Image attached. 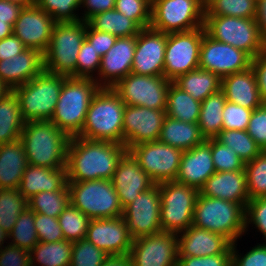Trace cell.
I'll list each match as a JSON object with an SVG mask.
<instances>
[{
  "mask_svg": "<svg viewBox=\"0 0 266 266\" xmlns=\"http://www.w3.org/2000/svg\"><path fill=\"white\" fill-rule=\"evenodd\" d=\"M125 145L71 137L67 147L68 182L112 180L117 164L127 152Z\"/></svg>",
  "mask_w": 266,
  "mask_h": 266,
  "instance_id": "6da1fadb",
  "label": "cell"
},
{
  "mask_svg": "<svg viewBox=\"0 0 266 266\" xmlns=\"http://www.w3.org/2000/svg\"><path fill=\"white\" fill-rule=\"evenodd\" d=\"M69 140L50 120L25 122L20 136L27 163L51 169L66 167Z\"/></svg>",
  "mask_w": 266,
  "mask_h": 266,
  "instance_id": "7a4b0ae2",
  "label": "cell"
},
{
  "mask_svg": "<svg viewBox=\"0 0 266 266\" xmlns=\"http://www.w3.org/2000/svg\"><path fill=\"white\" fill-rule=\"evenodd\" d=\"M125 104L109 87H100L93 96L79 137L111 141L124 145L123 116Z\"/></svg>",
  "mask_w": 266,
  "mask_h": 266,
  "instance_id": "3957f363",
  "label": "cell"
},
{
  "mask_svg": "<svg viewBox=\"0 0 266 266\" xmlns=\"http://www.w3.org/2000/svg\"><path fill=\"white\" fill-rule=\"evenodd\" d=\"M99 89L100 86L95 79L67 77L50 121L70 138L78 136L84 125L90 102Z\"/></svg>",
  "mask_w": 266,
  "mask_h": 266,
  "instance_id": "277c9868",
  "label": "cell"
},
{
  "mask_svg": "<svg viewBox=\"0 0 266 266\" xmlns=\"http://www.w3.org/2000/svg\"><path fill=\"white\" fill-rule=\"evenodd\" d=\"M245 211L241 204L198 194L192 225L223 235L233 244L246 233Z\"/></svg>",
  "mask_w": 266,
  "mask_h": 266,
  "instance_id": "5b68a950",
  "label": "cell"
},
{
  "mask_svg": "<svg viewBox=\"0 0 266 266\" xmlns=\"http://www.w3.org/2000/svg\"><path fill=\"white\" fill-rule=\"evenodd\" d=\"M66 78L44 69L29 82L12 90L19 100L25 122L51 119Z\"/></svg>",
  "mask_w": 266,
  "mask_h": 266,
  "instance_id": "8992f818",
  "label": "cell"
},
{
  "mask_svg": "<svg viewBox=\"0 0 266 266\" xmlns=\"http://www.w3.org/2000/svg\"><path fill=\"white\" fill-rule=\"evenodd\" d=\"M87 22H56L43 53L46 71L76 78L77 56L85 40Z\"/></svg>",
  "mask_w": 266,
  "mask_h": 266,
  "instance_id": "52a82bcc",
  "label": "cell"
},
{
  "mask_svg": "<svg viewBox=\"0 0 266 266\" xmlns=\"http://www.w3.org/2000/svg\"><path fill=\"white\" fill-rule=\"evenodd\" d=\"M70 203L90 219L123 216L112 180L68 182Z\"/></svg>",
  "mask_w": 266,
  "mask_h": 266,
  "instance_id": "ba28073f",
  "label": "cell"
},
{
  "mask_svg": "<svg viewBox=\"0 0 266 266\" xmlns=\"http://www.w3.org/2000/svg\"><path fill=\"white\" fill-rule=\"evenodd\" d=\"M204 28L214 40L241 49L252 58L266 48L255 18L205 16Z\"/></svg>",
  "mask_w": 266,
  "mask_h": 266,
  "instance_id": "9c48e42d",
  "label": "cell"
},
{
  "mask_svg": "<svg viewBox=\"0 0 266 266\" xmlns=\"http://www.w3.org/2000/svg\"><path fill=\"white\" fill-rule=\"evenodd\" d=\"M160 222L163 232L181 233L193 224L199 190L176 181L159 183Z\"/></svg>",
  "mask_w": 266,
  "mask_h": 266,
  "instance_id": "30bf717a",
  "label": "cell"
},
{
  "mask_svg": "<svg viewBox=\"0 0 266 266\" xmlns=\"http://www.w3.org/2000/svg\"><path fill=\"white\" fill-rule=\"evenodd\" d=\"M204 0H152L150 27L163 33L204 27Z\"/></svg>",
  "mask_w": 266,
  "mask_h": 266,
  "instance_id": "8fae6325",
  "label": "cell"
},
{
  "mask_svg": "<svg viewBox=\"0 0 266 266\" xmlns=\"http://www.w3.org/2000/svg\"><path fill=\"white\" fill-rule=\"evenodd\" d=\"M205 32V28L200 27L167 34L163 69L166 79L173 82L179 76L199 68L200 45Z\"/></svg>",
  "mask_w": 266,
  "mask_h": 266,
  "instance_id": "7c38bea8",
  "label": "cell"
},
{
  "mask_svg": "<svg viewBox=\"0 0 266 266\" xmlns=\"http://www.w3.org/2000/svg\"><path fill=\"white\" fill-rule=\"evenodd\" d=\"M170 83L171 81L164 76L129 73L118 81L112 89L125 105L166 109Z\"/></svg>",
  "mask_w": 266,
  "mask_h": 266,
  "instance_id": "4fadbf2b",
  "label": "cell"
},
{
  "mask_svg": "<svg viewBox=\"0 0 266 266\" xmlns=\"http://www.w3.org/2000/svg\"><path fill=\"white\" fill-rule=\"evenodd\" d=\"M128 151L155 184L176 180L183 154L181 149L158 140L134 145Z\"/></svg>",
  "mask_w": 266,
  "mask_h": 266,
  "instance_id": "5bb4252c",
  "label": "cell"
},
{
  "mask_svg": "<svg viewBox=\"0 0 266 266\" xmlns=\"http://www.w3.org/2000/svg\"><path fill=\"white\" fill-rule=\"evenodd\" d=\"M251 63L252 57L245 51L216 41L204 33L200 45L199 68L223 78L249 69Z\"/></svg>",
  "mask_w": 266,
  "mask_h": 266,
  "instance_id": "9a60e30c",
  "label": "cell"
},
{
  "mask_svg": "<svg viewBox=\"0 0 266 266\" xmlns=\"http://www.w3.org/2000/svg\"><path fill=\"white\" fill-rule=\"evenodd\" d=\"M160 205L159 184H154L123 209V218L133 239L162 232Z\"/></svg>",
  "mask_w": 266,
  "mask_h": 266,
  "instance_id": "2e32d148",
  "label": "cell"
},
{
  "mask_svg": "<svg viewBox=\"0 0 266 266\" xmlns=\"http://www.w3.org/2000/svg\"><path fill=\"white\" fill-rule=\"evenodd\" d=\"M129 255L133 266H177L178 236L162 231L133 239Z\"/></svg>",
  "mask_w": 266,
  "mask_h": 266,
  "instance_id": "e0dca14e",
  "label": "cell"
},
{
  "mask_svg": "<svg viewBox=\"0 0 266 266\" xmlns=\"http://www.w3.org/2000/svg\"><path fill=\"white\" fill-rule=\"evenodd\" d=\"M165 117L166 109L126 105L123 116V139L127 150L134 145L158 141Z\"/></svg>",
  "mask_w": 266,
  "mask_h": 266,
  "instance_id": "ac0fdd59",
  "label": "cell"
},
{
  "mask_svg": "<svg viewBox=\"0 0 266 266\" xmlns=\"http://www.w3.org/2000/svg\"><path fill=\"white\" fill-rule=\"evenodd\" d=\"M167 34L151 27L142 28L136 35V48L131 73L163 76Z\"/></svg>",
  "mask_w": 266,
  "mask_h": 266,
  "instance_id": "d6986e66",
  "label": "cell"
},
{
  "mask_svg": "<svg viewBox=\"0 0 266 266\" xmlns=\"http://www.w3.org/2000/svg\"><path fill=\"white\" fill-rule=\"evenodd\" d=\"M86 239L108 255L129 254L133 244L123 216L91 219Z\"/></svg>",
  "mask_w": 266,
  "mask_h": 266,
  "instance_id": "ffe728a7",
  "label": "cell"
},
{
  "mask_svg": "<svg viewBox=\"0 0 266 266\" xmlns=\"http://www.w3.org/2000/svg\"><path fill=\"white\" fill-rule=\"evenodd\" d=\"M56 21L37 5L23 7L13 26L15 34L27 48L44 53Z\"/></svg>",
  "mask_w": 266,
  "mask_h": 266,
  "instance_id": "44dd1931",
  "label": "cell"
},
{
  "mask_svg": "<svg viewBox=\"0 0 266 266\" xmlns=\"http://www.w3.org/2000/svg\"><path fill=\"white\" fill-rule=\"evenodd\" d=\"M136 48V35L117 38L111 49L101 57L98 76L100 87L112 88L118 81L131 73Z\"/></svg>",
  "mask_w": 266,
  "mask_h": 266,
  "instance_id": "7402d4cb",
  "label": "cell"
},
{
  "mask_svg": "<svg viewBox=\"0 0 266 266\" xmlns=\"http://www.w3.org/2000/svg\"><path fill=\"white\" fill-rule=\"evenodd\" d=\"M112 183L123 209L155 184L129 151L119 160Z\"/></svg>",
  "mask_w": 266,
  "mask_h": 266,
  "instance_id": "603a6c76",
  "label": "cell"
},
{
  "mask_svg": "<svg viewBox=\"0 0 266 266\" xmlns=\"http://www.w3.org/2000/svg\"><path fill=\"white\" fill-rule=\"evenodd\" d=\"M216 172L211 153V139L183 151L176 182L198 190Z\"/></svg>",
  "mask_w": 266,
  "mask_h": 266,
  "instance_id": "cb8c5ba5",
  "label": "cell"
},
{
  "mask_svg": "<svg viewBox=\"0 0 266 266\" xmlns=\"http://www.w3.org/2000/svg\"><path fill=\"white\" fill-rule=\"evenodd\" d=\"M178 257L231 254L232 243L223 235L193 225L178 233Z\"/></svg>",
  "mask_w": 266,
  "mask_h": 266,
  "instance_id": "d4e9b609",
  "label": "cell"
},
{
  "mask_svg": "<svg viewBox=\"0 0 266 266\" xmlns=\"http://www.w3.org/2000/svg\"><path fill=\"white\" fill-rule=\"evenodd\" d=\"M43 70V53L27 48L14 57L0 61V80L12 91L29 82Z\"/></svg>",
  "mask_w": 266,
  "mask_h": 266,
  "instance_id": "484cf974",
  "label": "cell"
},
{
  "mask_svg": "<svg viewBox=\"0 0 266 266\" xmlns=\"http://www.w3.org/2000/svg\"><path fill=\"white\" fill-rule=\"evenodd\" d=\"M199 194L241 204L249 201L246 171L215 172L199 189Z\"/></svg>",
  "mask_w": 266,
  "mask_h": 266,
  "instance_id": "4316f807",
  "label": "cell"
},
{
  "mask_svg": "<svg viewBox=\"0 0 266 266\" xmlns=\"http://www.w3.org/2000/svg\"><path fill=\"white\" fill-rule=\"evenodd\" d=\"M221 90L224 92L227 101L251 110L264 103L260 97L252 67L221 78Z\"/></svg>",
  "mask_w": 266,
  "mask_h": 266,
  "instance_id": "83f0119b",
  "label": "cell"
},
{
  "mask_svg": "<svg viewBox=\"0 0 266 266\" xmlns=\"http://www.w3.org/2000/svg\"><path fill=\"white\" fill-rule=\"evenodd\" d=\"M68 188L67 169H51L28 164L18 187L22 195L29 200L42 191H57Z\"/></svg>",
  "mask_w": 266,
  "mask_h": 266,
  "instance_id": "f1b7e54d",
  "label": "cell"
},
{
  "mask_svg": "<svg viewBox=\"0 0 266 266\" xmlns=\"http://www.w3.org/2000/svg\"><path fill=\"white\" fill-rule=\"evenodd\" d=\"M27 165L20 139L0 145V189L18 188Z\"/></svg>",
  "mask_w": 266,
  "mask_h": 266,
  "instance_id": "f546056e",
  "label": "cell"
},
{
  "mask_svg": "<svg viewBox=\"0 0 266 266\" xmlns=\"http://www.w3.org/2000/svg\"><path fill=\"white\" fill-rule=\"evenodd\" d=\"M159 141L185 151L203 143L205 138L197 123H186L166 116Z\"/></svg>",
  "mask_w": 266,
  "mask_h": 266,
  "instance_id": "4dcf8cb0",
  "label": "cell"
},
{
  "mask_svg": "<svg viewBox=\"0 0 266 266\" xmlns=\"http://www.w3.org/2000/svg\"><path fill=\"white\" fill-rule=\"evenodd\" d=\"M173 83L199 102L221 89V78L201 68L179 76Z\"/></svg>",
  "mask_w": 266,
  "mask_h": 266,
  "instance_id": "1f68e13d",
  "label": "cell"
},
{
  "mask_svg": "<svg viewBox=\"0 0 266 266\" xmlns=\"http://www.w3.org/2000/svg\"><path fill=\"white\" fill-rule=\"evenodd\" d=\"M25 121L13 91L0 99V145L20 139Z\"/></svg>",
  "mask_w": 266,
  "mask_h": 266,
  "instance_id": "d6a6232c",
  "label": "cell"
},
{
  "mask_svg": "<svg viewBox=\"0 0 266 266\" xmlns=\"http://www.w3.org/2000/svg\"><path fill=\"white\" fill-rule=\"evenodd\" d=\"M226 102V97L221 89L201 102L197 124L205 140L215 138L222 131V112Z\"/></svg>",
  "mask_w": 266,
  "mask_h": 266,
  "instance_id": "836d02e7",
  "label": "cell"
},
{
  "mask_svg": "<svg viewBox=\"0 0 266 266\" xmlns=\"http://www.w3.org/2000/svg\"><path fill=\"white\" fill-rule=\"evenodd\" d=\"M72 245L66 240L39 242L29 251L30 266H70Z\"/></svg>",
  "mask_w": 266,
  "mask_h": 266,
  "instance_id": "e575fe53",
  "label": "cell"
},
{
  "mask_svg": "<svg viewBox=\"0 0 266 266\" xmlns=\"http://www.w3.org/2000/svg\"><path fill=\"white\" fill-rule=\"evenodd\" d=\"M200 107L201 102L195 100L173 82L170 83L167 93L166 116L186 123H197Z\"/></svg>",
  "mask_w": 266,
  "mask_h": 266,
  "instance_id": "d590c367",
  "label": "cell"
},
{
  "mask_svg": "<svg viewBox=\"0 0 266 266\" xmlns=\"http://www.w3.org/2000/svg\"><path fill=\"white\" fill-rule=\"evenodd\" d=\"M88 23L95 30L111 33L117 38L138 35L141 30L132 19L115 9L96 14Z\"/></svg>",
  "mask_w": 266,
  "mask_h": 266,
  "instance_id": "8d00e7d4",
  "label": "cell"
},
{
  "mask_svg": "<svg viewBox=\"0 0 266 266\" xmlns=\"http://www.w3.org/2000/svg\"><path fill=\"white\" fill-rule=\"evenodd\" d=\"M27 207L28 200L18 188L0 189V226L7 234Z\"/></svg>",
  "mask_w": 266,
  "mask_h": 266,
  "instance_id": "74e56055",
  "label": "cell"
},
{
  "mask_svg": "<svg viewBox=\"0 0 266 266\" xmlns=\"http://www.w3.org/2000/svg\"><path fill=\"white\" fill-rule=\"evenodd\" d=\"M70 203L69 189L42 191L28 200V207L35 213L58 218Z\"/></svg>",
  "mask_w": 266,
  "mask_h": 266,
  "instance_id": "f35d334b",
  "label": "cell"
},
{
  "mask_svg": "<svg viewBox=\"0 0 266 266\" xmlns=\"http://www.w3.org/2000/svg\"><path fill=\"white\" fill-rule=\"evenodd\" d=\"M215 139L235 150L245 164L263 151L246 130H222Z\"/></svg>",
  "mask_w": 266,
  "mask_h": 266,
  "instance_id": "ab89813d",
  "label": "cell"
},
{
  "mask_svg": "<svg viewBox=\"0 0 266 266\" xmlns=\"http://www.w3.org/2000/svg\"><path fill=\"white\" fill-rule=\"evenodd\" d=\"M205 16L255 18L256 0H204Z\"/></svg>",
  "mask_w": 266,
  "mask_h": 266,
  "instance_id": "60d3db41",
  "label": "cell"
},
{
  "mask_svg": "<svg viewBox=\"0 0 266 266\" xmlns=\"http://www.w3.org/2000/svg\"><path fill=\"white\" fill-rule=\"evenodd\" d=\"M35 212L27 207L17 219L13 229L8 234V243L25 250H32L38 243V235L35 228Z\"/></svg>",
  "mask_w": 266,
  "mask_h": 266,
  "instance_id": "b9f144b4",
  "label": "cell"
},
{
  "mask_svg": "<svg viewBox=\"0 0 266 266\" xmlns=\"http://www.w3.org/2000/svg\"><path fill=\"white\" fill-rule=\"evenodd\" d=\"M90 220L91 219L79 209L69 203L64 211L58 216L64 240L77 242L86 238Z\"/></svg>",
  "mask_w": 266,
  "mask_h": 266,
  "instance_id": "7bdbcfd3",
  "label": "cell"
},
{
  "mask_svg": "<svg viewBox=\"0 0 266 266\" xmlns=\"http://www.w3.org/2000/svg\"><path fill=\"white\" fill-rule=\"evenodd\" d=\"M249 200L266 197V150L245 164Z\"/></svg>",
  "mask_w": 266,
  "mask_h": 266,
  "instance_id": "ee69618b",
  "label": "cell"
},
{
  "mask_svg": "<svg viewBox=\"0 0 266 266\" xmlns=\"http://www.w3.org/2000/svg\"><path fill=\"white\" fill-rule=\"evenodd\" d=\"M81 0H37L36 5L52 16L56 22H79Z\"/></svg>",
  "mask_w": 266,
  "mask_h": 266,
  "instance_id": "f6af8a7d",
  "label": "cell"
},
{
  "mask_svg": "<svg viewBox=\"0 0 266 266\" xmlns=\"http://www.w3.org/2000/svg\"><path fill=\"white\" fill-rule=\"evenodd\" d=\"M109 255L86 238L73 242L70 266H101Z\"/></svg>",
  "mask_w": 266,
  "mask_h": 266,
  "instance_id": "bcb514c9",
  "label": "cell"
},
{
  "mask_svg": "<svg viewBox=\"0 0 266 266\" xmlns=\"http://www.w3.org/2000/svg\"><path fill=\"white\" fill-rule=\"evenodd\" d=\"M211 153L216 172L245 170V163L235 150L218 142L215 138L211 139Z\"/></svg>",
  "mask_w": 266,
  "mask_h": 266,
  "instance_id": "7dc6e473",
  "label": "cell"
},
{
  "mask_svg": "<svg viewBox=\"0 0 266 266\" xmlns=\"http://www.w3.org/2000/svg\"><path fill=\"white\" fill-rule=\"evenodd\" d=\"M152 0H115L114 9L132 19L141 29L150 27Z\"/></svg>",
  "mask_w": 266,
  "mask_h": 266,
  "instance_id": "c3c4849f",
  "label": "cell"
},
{
  "mask_svg": "<svg viewBox=\"0 0 266 266\" xmlns=\"http://www.w3.org/2000/svg\"><path fill=\"white\" fill-rule=\"evenodd\" d=\"M100 65L101 57L96 53L93 45L85 39L77 56L76 78L95 79L99 73Z\"/></svg>",
  "mask_w": 266,
  "mask_h": 266,
  "instance_id": "681fc988",
  "label": "cell"
},
{
  "mask_svg": "<svg viewBox=\"0 0 266 266\" xmlns=\"http://www.w3.org/2000/svg\"><path fill=\"white\" fill-rule=\"evenodd\" d=\"M252 112L251 109L227 101L222 112V130H247Z\"/></svg>",
  "mask_w": 266,
  "mask_h": 266,
  "instance_id": "f907efd6",
  "label": "cell"
},
{
  "mask_svg": "<svg viewBox=\"0 0 266 266\" xmlns=\"http://www.w3.org/2000/svg\"><path fill=\"white\" fill-rule=\"evenodd\" d=\"M246 230L249 231V224H253L260 232L266 242V197H258L248 201L245 211Z\"/></svg>",
  "mask_w": 266,
  "mask_h": 266,
  "instance_id": "816d5d0a",
  "label": "cell"
},
{
  "mask_svg": "<svg viewBox=\"0 0 266 266\" xmlns=\"http://www.w3.org/2000/svg\"><path fill=\"white\" fill-rule=\"evenodd\" d=\"M35 228L39 242H58L64 240L58 218L35 213Z\"/></svg>",
  "mask_w": 266,
  "mask_h": 266,
  "instance_id": "f5cc1de1",
  "label": "cell"
},
{
  "mask_svg": "<svg viewBox=\"0 0 266 266\" xmlns=\"http://www.w3.org/2000/svg\"><path fill=\"white\" fill-rule=\"evenodd\" d=\"M237 246V242L231 245V266H266V242L258 243L244 255Z\"/></svg>",
  "mask_w": 266,
  "mask_h": 266,
  "instance_id": "db71d44e",
  "label": "cell"
},
{
  "mask_svg": "<svg viewBox=\"0 0 266 266\" xmlns=\"http://www.w3.org/2000/svg\"><path fill=\"white\" fill-rule=\"evenodd\" d=\"M246 131L262 150H266V102L253 110Z\"/></svg>",
  "mask_w": 266,
  "mask_h": 266,
  "instance_id": "11a10c76",
  "label": "cell"
},
{
  "mask_svg": "<svg viewBox=\"0 0 266 266\" xmlns=\"http://www.w3.org/2000/svg\"><path fill=\"white\" fill-rule=\"evenodd\" d=\"M85 39L93 45L96 53L102 57L115 44L117 37L111 33L95 30L88 22L86 27Z\"/></svg>",
  "mask_w": 266,
  "mask_h": 266,
  "instance_id": "9f6ffc18",
  "label": "cell"
},
{
  "mask_svg": "<svg viewBox=\"0 0 266 266\" xmlns=\"http://www.w3.org/2000/svg\"><path fill=\"white\" fill-rule=\"evenodd\" d=\"M0 266H30L29 251L7 243L0 249Z\"/></svg>",
  "mask_w": 266,
  "mask_h": 266,
  "instance_id": "6f0895ef",
  "label": "cell"
},
{
  "mask_svg": "<svg viewBox=\"0 0 266 266\" xmlns=\"http://www.w3.org/2000/svg\"><path fill=\"white\" fill-rule=\"evenodd\" d=\"M177 266H231V254L178 257Z\"/></svg>",
  "mask_w": 266,
  "mask_h": 266,
  "instance_id": "680465c9",
  "label": "cell"
},
{
  "mask_svg": "<svg viewBox=\"0 0 266 266\" xmlns=\"http://www.w3.org/2000/svg\"><path fill=\"white\" fill-rule=\"evenodd\" d=\"M115 0H81L80 8L84 13H80L81 21L88 22L96 14L114 9ZM85 8V9H84Z\"/></svg>",
  "mask_w": 266,
  "mask_h": 266,
  "instance_id": "91938a15",
  "label": "cell"
},
{
  "mask_svg": "<svg viewBox=\"0 0 266 266\" xmlns=\"http://www.w3.org/2000/svg\"><path fill=\"white\" fill-rule=\"evenodd\" d=\"M251 67L255 72L260 97L266 102V48L252 58Z\"/></svg>",
  "mask_w": 266,
  "mask_h": 266,
  "instance_id": "94428289",
  "label": "cell"
},
{
  "mask_svg": "<svg viewBox=\"0 0 266 266\" xmlns=\"http://www.w3.org/2000/svg\"><path fill=\"white\" fill-rule=\"evenodd\" d=\"M26 49L22 41L15 34H11L0 40V61L14 57Z\"/></svg>",
  "mask_w": 266,
  "mask_h": 266,
  "instance_id": "6125c7cd",
  "label": "cell"
},
{
  "mask_svg": "<svg viewBox=\"0 0 266 266\" xmlns=\"http://www.w3.org/2000/svg\"><path fill=\"white\" fill-rule=\"evenodd\" d=\"M23 6L8 0H0V21H6L14 26Z\"/></svg>",
  "mask_w": 266,
  "mask_h": 266,
  "instance_id": "be15d7a7",
  "label": "cell"
},
{
  "mask_svg": "<svg viewBox=\"0 0 266 266\" xmlns=\"http://www.w3.org/2000/svg\"><path fill=\"white\" fill-rule=\"evenodd\" d=\"M255 20L259 26L261 37L266 43V0H256Z\"/></svg>",
  "mask_w": 266,
  "mask_h": 266,
  "instance_id": "e7e4bbea",
  "label": "cell"
},
{
  "mask_svg": "<svg viewBox=\"0 0 266 266\" xmlns=\"http://www.w3.org/2000/svg\"><path fill=\"white\" fill-rule=\"evenodd\" d=\"M101 266H133L129 254L109 255Z\"/></svg>",
  "mask_w": 266,
  "mask_h": 266,
  "instance_id": "03108f58",
  "label": "cell"
},
{
  "mask_svg": "<svg viewBox=\"0 0 266 266\" xmlns=\"http://www.w3.org/2000/svg\"><path fill=\"white\" fill-rule=\"evenodd\" d=\"M13 34V26L6 21H0V40Z\"/></svg>",
  "mask_w": 266,
  "mask_h": 266,
  "instance_id": "003e7915",
  "label": "cell"
},
{
  "mask_svg": "<svg viewBox=\"0 0 266 266\" xmlns=\"http://www.w3.org/2000/svg\"><path fill=\"white\" fill-rule=\"evenodd\" d=\"M8 1L20 4L23 7L34 6L37 3V0H8Z\"/></svg>",
  "mask_w": 266,
  "mask_h": 266,
  "instance_id": "a7ac6f4b",
  "label": "cell"
},
{
  "mask_svg": "<svg viewBox=\"0 0 266 266\" xmlns=\"http://www.w3.org/2000/svg\"><path fill=\"white\" fill-rule=\"evenodd\" d=\"M9 239V235L4 231V229L0 226V249H2L4 246V243H7Z\"/></svg>",
  "mask_w": 266,
  "mask_h": 266,
  "instance_id": "89a4df30",
  "label": "cell"
},
{
  "mask_svg": "<svg viewBox=\"0 0 266 266\" xmlns=\"http://www.w3.org/2000/svg\"><path fill=\"white\" fill-rule=\"evenodd\" d=\"M8 92H10V89L0 80V99Z\"/></svg>",
  "mask_w": 266,
  "mask_h": 266,
  "instance_id": "2644e50d",
  "label": "cell"
}]
</instances>
